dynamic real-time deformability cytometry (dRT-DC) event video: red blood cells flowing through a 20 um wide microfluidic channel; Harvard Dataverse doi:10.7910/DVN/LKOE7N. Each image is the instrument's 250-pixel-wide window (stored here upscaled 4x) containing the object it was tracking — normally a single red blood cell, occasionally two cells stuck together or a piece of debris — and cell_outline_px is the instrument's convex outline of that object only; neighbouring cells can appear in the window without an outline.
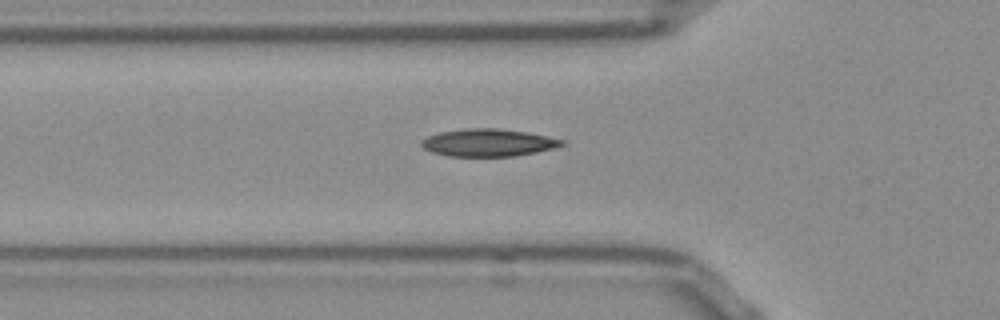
{"species": "Egyptian fruit bat (a non-hibernating species)", "species_latin": "Rousettus aegyptiacus", "temperature_condition": "room temperature", "stored_images_in_passage": 37, "camera_frame_rate_fps": 3000, "um_per_image_px": 0.085, "frame": {"image": 1, "passage_image": 9, "time_ms": 2.667, "image_size_px": [1000, 320], "cell_outline_px": [[568, 144], [536, 152], [512, 156], [448, 156], [432, 152], [424, 148], [420, 144], [420, 140], [428, 136], [440, 132], [464, 128], [496, 128], [524, 132], [568, 140]], "centroid_in_image_um": [41.5, 12.12], "position_along_channel_um": 84.3, "area_um2": 22.48}}
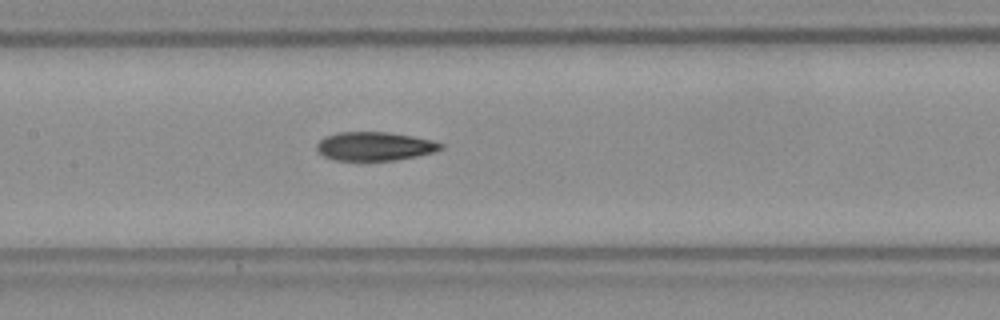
{"frame": {"image": 2, "passage_image": 16, "time_ms": 5.0, "image_size_px": [1000, 320], "cell_outline_px": [[444, 148], [432, 152], [416, 156], [396, 160], [336, 160], [324, 156], [316, 148], [316, 144], [324, 136], [336, 132], [388, 132], [412, 136], [432, 140], [444, 144]], "centroid_in_image_um": [31.84, 12.42], "position_along_channel_um": 175.6, "area_um2": 20.69}}
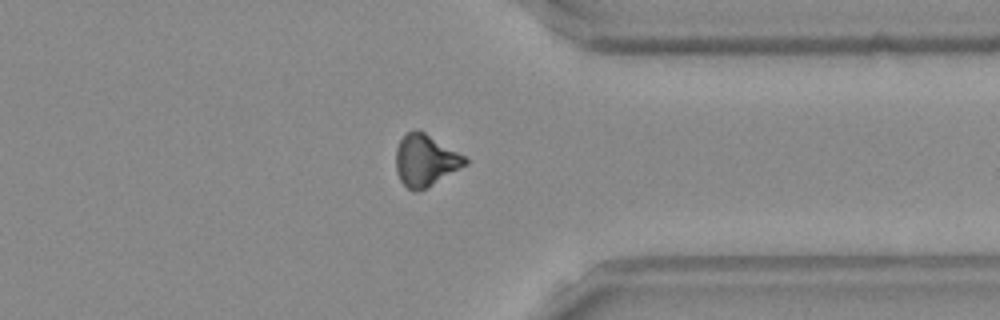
{"frame": {"image": 3, "passage_image": 32, "time_ms": 10.333, "image_size_px": [1000, 320], "cell_outline_px": [[468, 164], [424, 188], [416, 192], [408, 188], [400, 180], [396, 172], [396, 148], [400, 140], [408, 132], [424, 132], [464, 156], [468, 160]], "centroid_in_image_um": [36.14, 13.65], "position_along_channel_um": 375.3, "area_um2": 20.17}}